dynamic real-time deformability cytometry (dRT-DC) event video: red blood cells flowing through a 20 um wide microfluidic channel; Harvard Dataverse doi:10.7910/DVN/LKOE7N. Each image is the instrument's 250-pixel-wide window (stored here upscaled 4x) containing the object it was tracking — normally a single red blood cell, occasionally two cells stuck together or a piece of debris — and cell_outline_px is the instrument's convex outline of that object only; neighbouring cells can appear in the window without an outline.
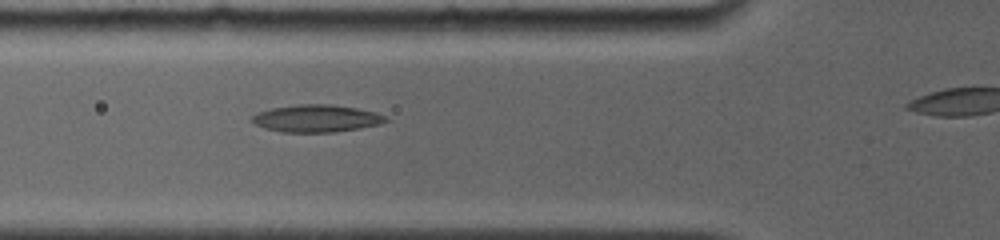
{"species": "common noctule bat (a hibernating species)", "species_latin": "Nyctalus noctula", "temperature_condition": "room temperature", "stored_images_in_passage": 9, "segment_of_instrument_passage": [1, 2], "camera_frame_rate_fps": 4000, "um_per_image_px": 0.085, "animal": {"sex": "female", "body_mass_g": 19.0, "forearm_length_mm": 56.7}, "frame": {"image": 1, "passage_image": 3, "time_ms": 1.5, "image_size_px": [1000, 240], "cell_outline_px": [[388, 120], [380, 124], [360, 128], [336, 132], [280, 132], [264, 128], [256, 124], [252, 120], [252, 116], [256, 112], [272, 108], [300, 104], [332, 104], [356, 108], [376, 112], [388, 116]], "centroid_in_image_um": [26.92, 10.06], "position_along_channel_um": 98.9, "area_um2": 21.39}}
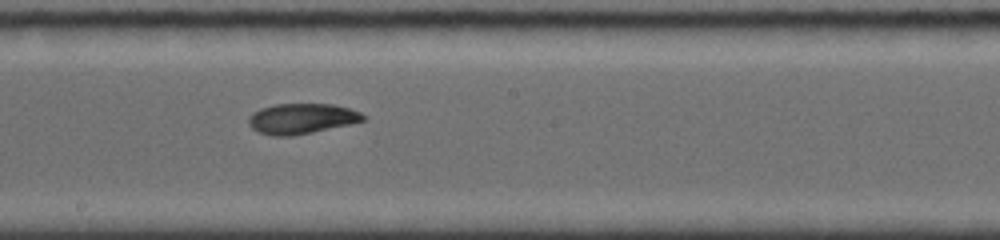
{"frame": {"image": 2, "passage_image": 6, "time_ms": 4.75, "image_size_px": [1000, 240], "cell_outline_px": [[368, 120], [312, 132], [292, 136], [272, 136], [260, 132], [252, 128], [248, 124], [248, 116], [252, 112], [260, 108], [276, 104], [332, 104], [348, 108], [360, 112], [368, 116]], "centroid_in_image_um": [25.64, 10.08], "position_along_channel_um": 222.6, "area_um2": 20.4}}
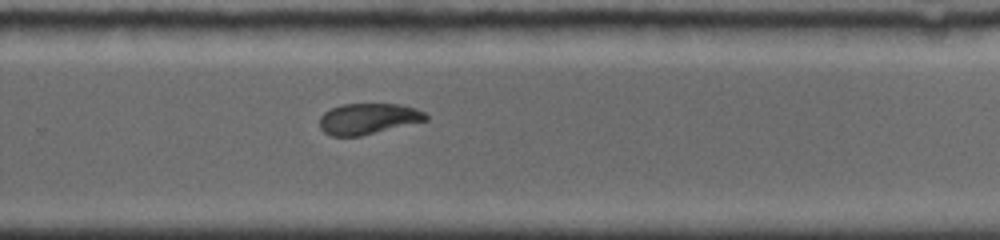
{"frame": {"image": 3, "passage_image": 8, "time_ms": 6.75, "image_size_px": [1000, 240], "cell_outline_px": [[428, 120], [360, 136], [332, 136], [324, 132], [320, 128], [320, 116], [324, 112], [340, 104], [400, 104], [416, 108], [424, 112], [428, 116]], "centroid_in_image_um": [31.29, 10.09], "position_along_channel_um": 298.5, "area_um2": 19.13}}